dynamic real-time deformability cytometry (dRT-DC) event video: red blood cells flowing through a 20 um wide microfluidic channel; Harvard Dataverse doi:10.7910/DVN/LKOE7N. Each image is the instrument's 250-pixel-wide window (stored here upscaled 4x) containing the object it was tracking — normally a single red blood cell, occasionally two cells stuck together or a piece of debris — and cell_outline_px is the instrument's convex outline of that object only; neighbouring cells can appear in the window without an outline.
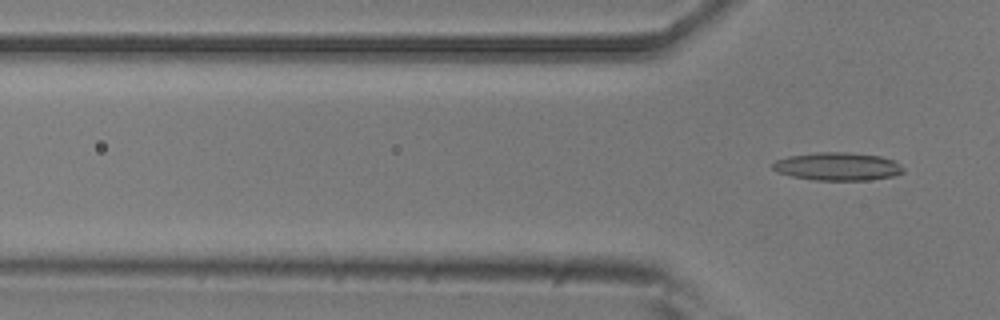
{"species": "common noctule bat (a hibernating species)", "species_latin": "Nyctalus noctula", "temperature_condition": "room temperature", "stored_images_in_passage": 6, "segment_of_instrument_passage": [2, 2], "camera_frame_rate_fps": 3000, "um_per_image_px": 0.085, "animal": {"sex": "male", "body_mass_g": 20.5, "forearm_length_mm": 52.5}, "frame": {"image": 1, "passage_image": 6, "time_ms": 1.667, "image_size_px": [1000, 320], "cell_outline_px": [[904, 172], [892, 176], [868, 180], [816, 180], [792, 176], [776, 172], [772, 168], [772, 164], [776, 160], [788, 156], [816, 152], [848, 152], [880, 156], [892, 160], [900, 164], [904, 168]], "centroid_in_image_um": [71.18, 14.14], "position_along_channel_um": 54.6, "area_um2": 21.33}}